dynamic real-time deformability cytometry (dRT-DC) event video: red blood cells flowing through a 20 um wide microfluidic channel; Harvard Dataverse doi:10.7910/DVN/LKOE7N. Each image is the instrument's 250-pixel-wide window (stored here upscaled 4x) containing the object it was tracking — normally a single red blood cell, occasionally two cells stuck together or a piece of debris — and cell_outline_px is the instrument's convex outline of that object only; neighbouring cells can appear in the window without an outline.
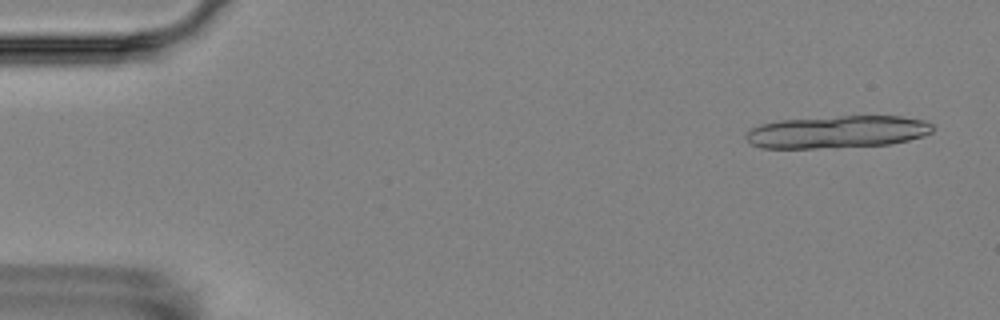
{"species": "Egyptian fruit bat (a non-hibernating species)", "species_latin": "Rousettus aegyptiacus", "temperature_condition": "room temperature", "stored_images_in_passage": 2, "camera_frame_rate_fps": 3000, "um_per_image_px": 0.085, "animal": {"sex": "female"}, "frame": {"image": 1, "passage_image": 2, "time_ms": 1.333, "image_size_px": [1000, 320], "cell_outline_px": [[932, 132], [924, 136], [892, 144], [836, 148], [760, 148], [752, 144], [744, 136], [752, 128], [760, 124], [780, 120], [840, 116], [900, 116], [924, 120], [932, 124]], "centroid_in_image_um": [71.18, 11.22], "position_along_channel_um": 13.8, "area_um2": 35.49}}